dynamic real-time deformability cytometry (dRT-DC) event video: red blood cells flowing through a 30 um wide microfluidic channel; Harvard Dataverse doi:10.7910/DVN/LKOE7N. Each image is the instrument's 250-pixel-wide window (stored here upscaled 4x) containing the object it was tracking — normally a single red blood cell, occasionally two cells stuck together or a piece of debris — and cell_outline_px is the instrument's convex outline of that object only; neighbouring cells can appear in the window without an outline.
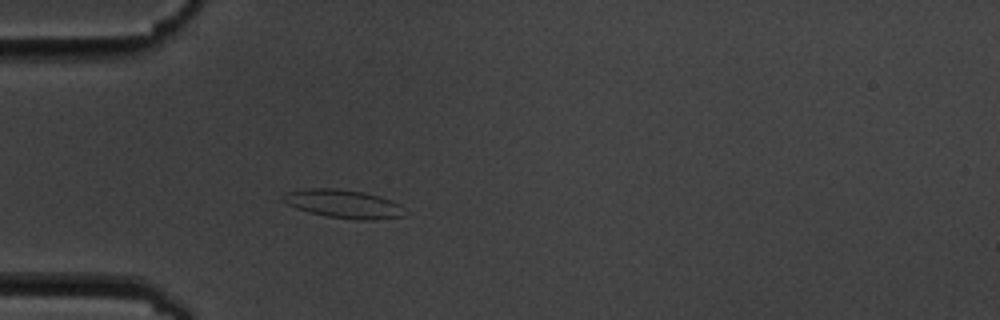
{"species": "common noctule bat (a hibernating species)", "species_latin": "Nyctalus noctula", "temperature_condition": "cold", "stored_images_in_passage": 3, "camera_frame_rate_fps": 3000, "um_per_image_px": 0.085, "animal": {"sex": "male", "body_mass_g": 19.5, "forearm_length_mm": 54.6}, "frame": {"image": 1, "passage_image": 3, "time_ms": 3.0, "image_size_px": [1000, 320], "cell_outline_px": [[404, 216], [372, 220], [356, 220], [328, 216], [308, 212], [296, 208], [280, 200], [280, 196], [284, 192], [304, 188], [336, 188], [364, 192], [380, 196], [400, 204]], "centroid_in_image_um": [29.12, 17.31], "position_along_channel_um": 55.9, "area_um2": 20.29}}